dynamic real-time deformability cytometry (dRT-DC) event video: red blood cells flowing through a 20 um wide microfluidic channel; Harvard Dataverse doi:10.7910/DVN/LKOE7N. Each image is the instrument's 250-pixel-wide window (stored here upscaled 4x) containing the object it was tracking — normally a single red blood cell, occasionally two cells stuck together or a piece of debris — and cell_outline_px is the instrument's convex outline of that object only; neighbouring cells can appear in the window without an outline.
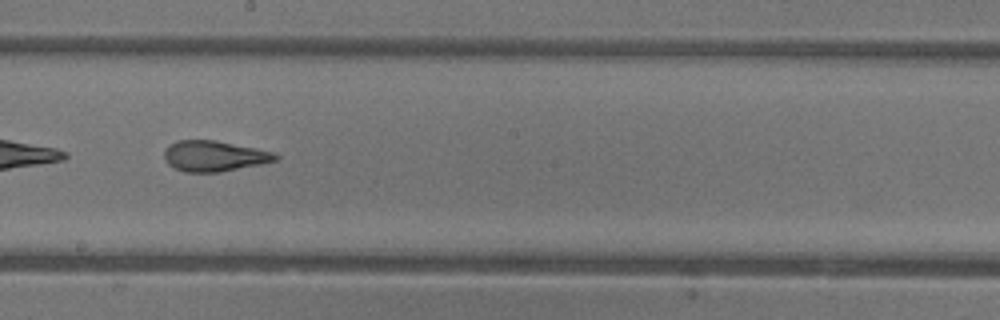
{"species": "common noctule bat (a hibernating species)", "species_latin": "Nyctalus noctula", "temperature_condition": "warm", "stored_images_in_passage": 46, "camera_frame_rate_fps": 3000, "um_per_image_px": 0.085, "animal": {"sex": "female"}, "frame": {"image": 1, "passage_image": 27, "time_ms": 8.667, "image_size_px": [1000, 320], "cell_outline_px": [[280, 156], [276, 160], [260, 164], [220, 172], [184, 172], [168, 164], [164, 160], [164, 148], [176, 140], [216, 140], [276, 152]], "centroid_in_image_um": [18.2, 13.25], "position_along_channel_um": 230.0, "area_um2": 20.0}}
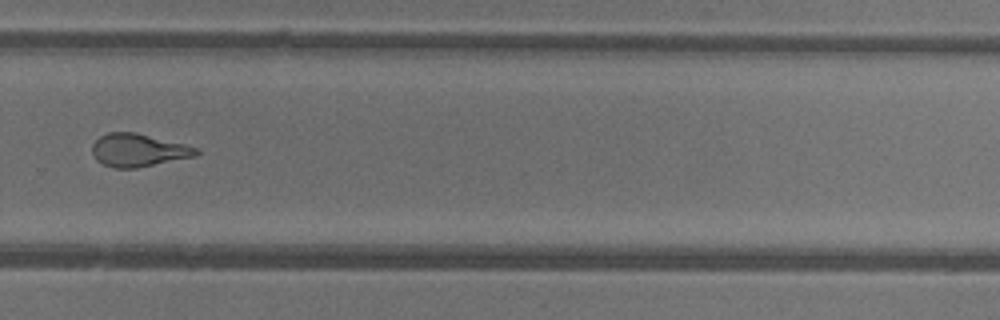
{"frame": {"image": 2, "passage_image": 33, "time_ms": 10.667, "image_size_px": [1000, 320], "cell_outline_px": [[200, 152], [196, 156], [136, 168], [116, 168], [104, 164], [96, 160], [92, 152], [92, 144], [100, 136], [108, 132], [136, 132], [200, 148]], "centroid_in_image_um": [11.77, 12.76], "position_along_channel_um": 318.0, "area_um2": 19.94}, "authors_computed_cell_mechanics": {"area_um2": 21.8773, "velocity_mm_per_s": 4.4247, "shape_relaxation_time_tau1_ms": null, "shape_relaxation_time_tau2_ms": 1.2931, "deformation_change_tau1": null, "deformation_change_tau2": 0.1026}}